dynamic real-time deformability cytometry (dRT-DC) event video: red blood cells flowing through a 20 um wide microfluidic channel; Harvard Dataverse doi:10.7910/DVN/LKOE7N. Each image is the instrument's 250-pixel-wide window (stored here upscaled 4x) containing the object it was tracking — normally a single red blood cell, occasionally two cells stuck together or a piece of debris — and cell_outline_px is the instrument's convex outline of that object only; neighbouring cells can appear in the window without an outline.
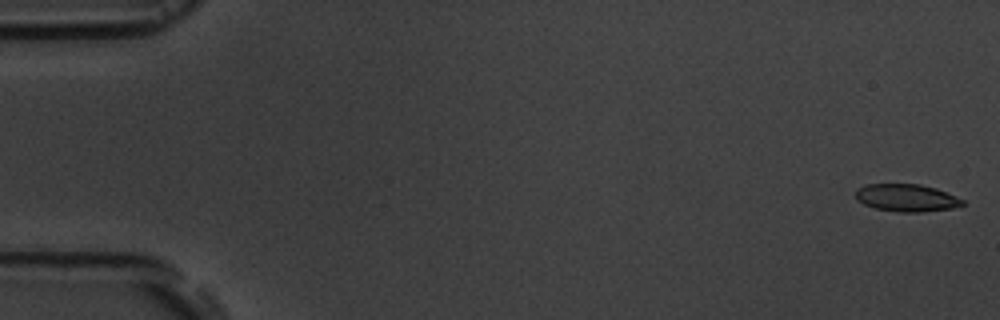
{"species": "common noctule bat (a hibernating species)", "species_latin": "Nyctalus noctula", "temperature_condition": "room temperature", "stored_images_in_passage": 8, "camera_frame_rate_fps": 3000, "um_per_image_px": 0.085, "animal": {"sex": "male", "body_mass_g": 19.5, "forearm_length_mm": 54.6}, "frame": {"image": 1, "passage_image": 1, "time_ms": 0.0, "image_size_px": [1000, 320], "cell_outline_px": [[964, 204], [952, 208], [920, 212], [896, 212], [876, 208], [864, 204], [856, 200], [856, 188], [864, 184], [920, 184], [936, 188], [956, 196], [964, 200]], "centroid_in_image_um": [77.03, 16.81], "position_along_channel_um": 8.0, "area_um2": 17.17}}
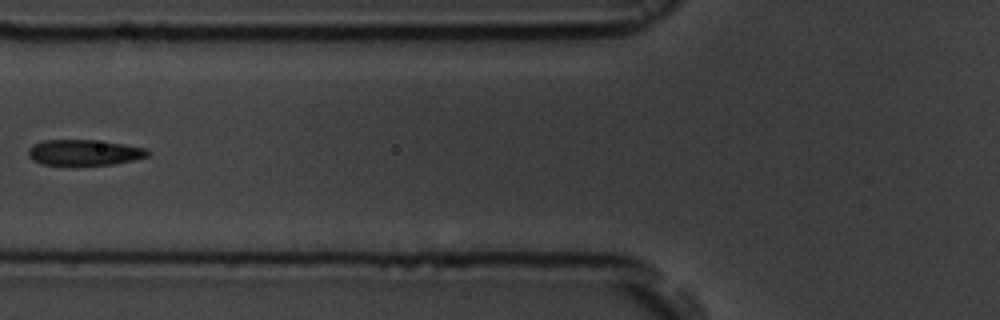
{"frame": {"image": 2, "passage_image": 7, "time_ms": 7.0, "image_size_px": [1000, 320], "cell_outline_px": [[152, 152], [148, 156], [132, 160], [112, 164], [44, 164], [32, 160], [28, 156], [28, 148], [32, 144], [44, 140], [92, 140], [124, 144], [148, 148]], "centroid_in_image_um": [7.17, 12.94], "position_along_channel_um": 118.6, "area_um2": 17.74}}
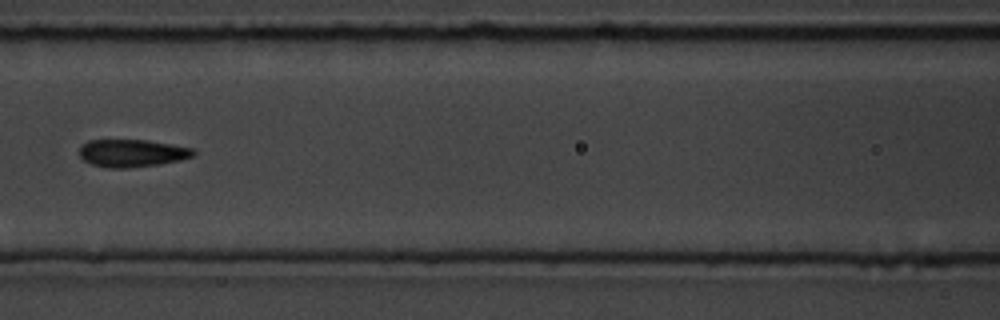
{"frame": {"image": 3, "passage_image": 8, "time_ms": 8.0, "image_size_px": [1000, 320], "cell_outline_px": [[196, 152], [192, 156], [180, 160], [160, 164], [124, 168], [108, 168], [92, 164], [84, 160], [80, 156], [80, 148], [88, 140], [148, 140], [172, 144], [192, 148]], "centroid_in_image_um": [11.23, 13.01], "position_along_channel_um": 155.4, "area_um2": 18.21}}